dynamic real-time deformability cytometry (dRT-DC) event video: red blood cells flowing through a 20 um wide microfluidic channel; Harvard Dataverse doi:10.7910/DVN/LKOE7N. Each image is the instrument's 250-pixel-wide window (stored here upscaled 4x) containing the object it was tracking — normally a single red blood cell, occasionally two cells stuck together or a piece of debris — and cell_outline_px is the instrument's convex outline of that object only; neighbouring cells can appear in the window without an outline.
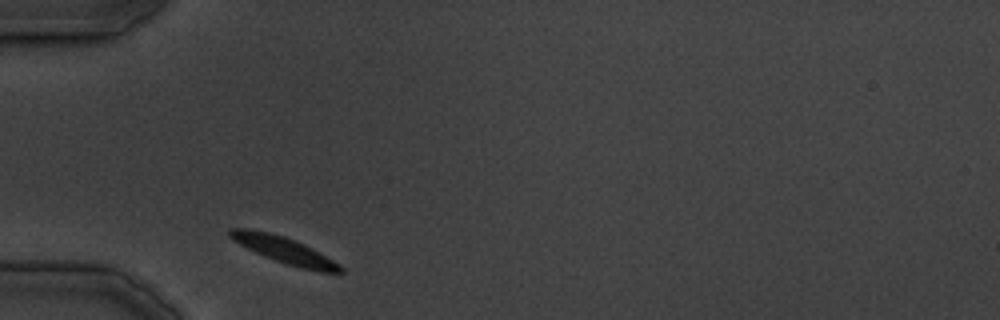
{"species": "common noctule bat (a hibernating species)", "species_latin": "Nyctalus noctula", "temperature_condition": "cold", "stored_images_in_passage": 23, "camera_frame_rate_fps": 3000, "um_per_image_px": 0.085, "animal": {"sex": "male", "body_mass_g": 19.5, "forearm_length_mm": 54.6}, "frame": {"image": 1, "passage_image": 1, "time_ms": 0.0, "image_size_px": [1000, 320], "cell_outline_px": [[344, 272], [320, 272], [288, 264], [264, 256], [232, 240], [228, 236], [228, 232], [232, 228], [252, 228], [284, 236], [304, 244], [340, 264], [344, 268]], "centroid_in_image_um": [24.14, 21.24], "position_along_channel_um": 60.9, "area_um2": 16.76}}
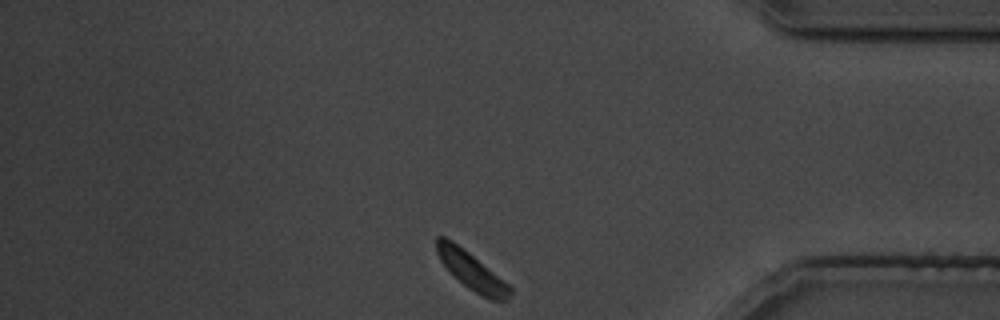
{"frame": {"image": 2, "passage_image": 23, "time_ms": 27.333, "image_size_px": [1000, 320], "cell_outline_px": [[512, 292], [508, 300], [492, 300], [468, 288], [440, 260], [436, 252], [436, 236], [444, 236], [452, 240], [468, 252], [508, 284], [512, 288]], "centroid_in_image_um": [40.09, 23.01], "position_along_channel_um": 395.1, "area_um2": 15.49}}